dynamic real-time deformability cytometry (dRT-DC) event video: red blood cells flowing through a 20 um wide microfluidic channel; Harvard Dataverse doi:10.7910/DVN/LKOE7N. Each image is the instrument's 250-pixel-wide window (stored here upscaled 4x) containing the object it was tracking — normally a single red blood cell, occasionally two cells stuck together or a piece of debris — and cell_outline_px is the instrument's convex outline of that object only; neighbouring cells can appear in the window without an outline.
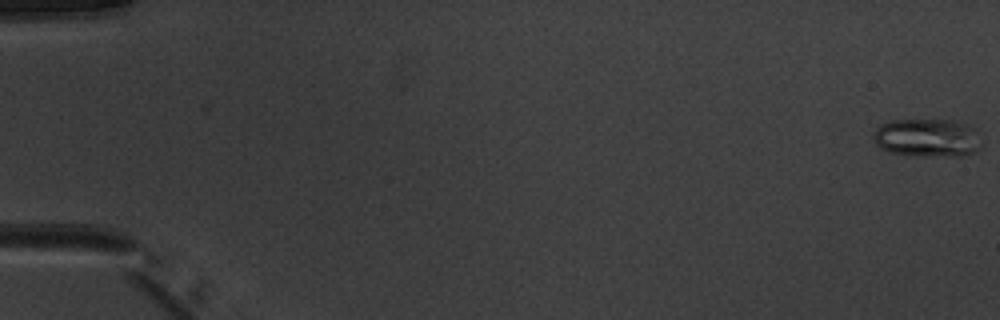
{"species": "common noctule bat (a hibernating species)", "species_latin": "Nyctalus noctula", "temperature_condition": "warm", "stored_images_in_passage": 52, "camera_frame_rate_fps": 3000, "um_per_image_px": 0.085, "animal": {"sex": "male", "body_mass_g": 20.1, "forearm_length_mm": 53.5}, "frame": {"image": 1, "passage_image": 1, "time_ms": 0.0, "image_size_px": [1000, 320], "cell_outline_px": [[980, 144], [976, 152], [964, 156], [912, 156], [888, 152], [880, 148], [876, 144], [872, 136], [876, 128], [880, 124], [892, 120], [952, 120], [968, 124], [972, 128]], "centroid_in_image_um": [78.76, 11.73], "position_along_channel_um": 6.2, "area_um2": 24.22}}
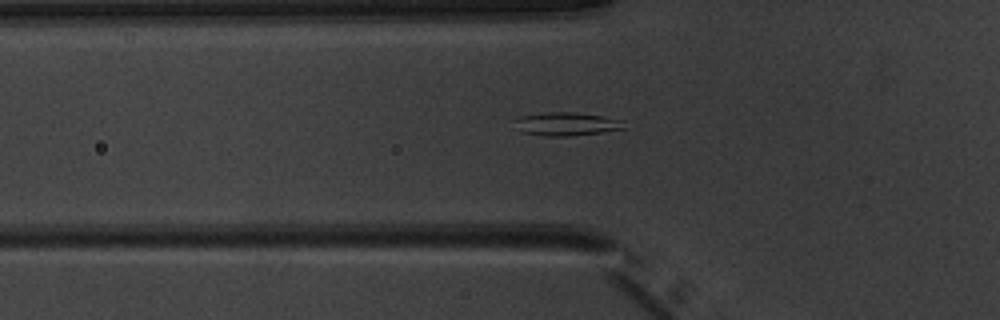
{"frame": {"image": 2, "passage_image": 19, "time_ms": 6.0, "image_size_px": [1000, 320], "cell_outline_px": [[624, 128], [600, 132], [572, 136], [544, 136], [520, 132], [516, 120], [520, 116], [544, 112], [576, 112], [600, 116], [620, 120]], "centroid_in_image_um": [48.09, 10.54], "position_along_channel_um": 77.7, "area_um2": 14.57}}
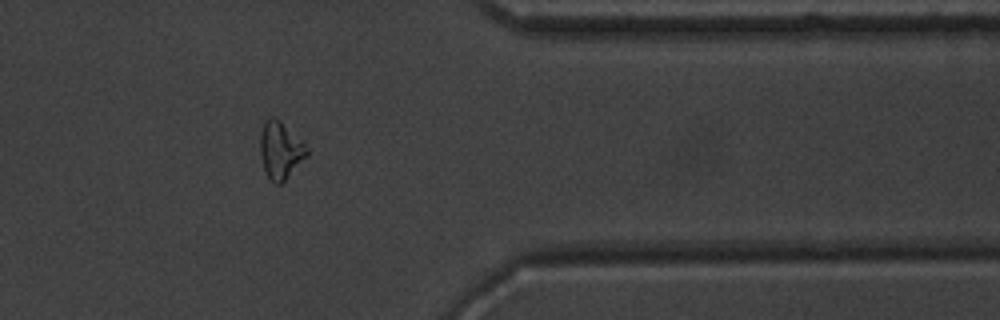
{"frame": {"image": 3, "passage_image": 43, "time_ms": 14.0, "image_size_px": [1000, 320], "cell_outline_px": [[308, 156], [280, 184], [276, 184], [264, 172], [260, 152], [260, 132], [264, 120], [268, 116], [272, 116], [280, 120], [304, 144], [308, 152]], "centroid_in_image_um": [23.8, 12.74], "position_along_channel_um": 387.6, "area_um2": 15.43}}